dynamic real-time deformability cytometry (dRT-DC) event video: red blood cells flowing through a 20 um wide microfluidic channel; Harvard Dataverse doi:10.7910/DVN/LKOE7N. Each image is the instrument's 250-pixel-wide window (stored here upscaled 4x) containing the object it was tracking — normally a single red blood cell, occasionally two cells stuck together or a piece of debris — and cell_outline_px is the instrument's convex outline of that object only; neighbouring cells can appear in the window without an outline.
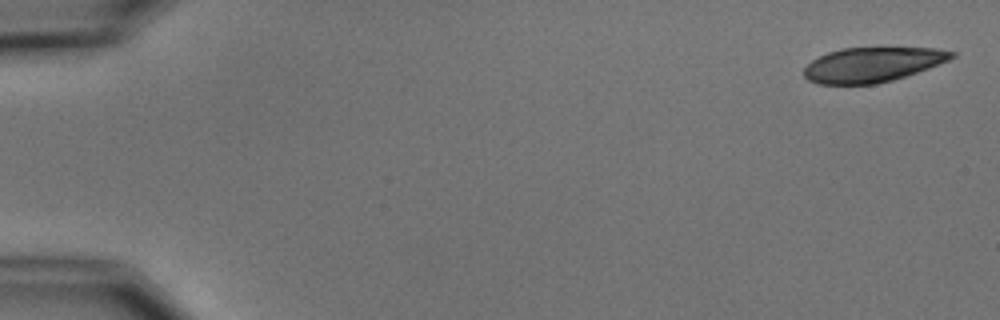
{"species": "common noctule bat (a hibernating species)", "species_latin": "Nyctalus noctula", "temperature_condition": "cold", "stored_images_in_passage": 5, "camera_frame_rate_fps": 3000, "um_per_image_px": 0.085, "animal": {"sex": "male", "body_mass_g": 15.6}, "frame": {"image": 1, "passage_image": 1, "time_ms": 0.0, "image_size_px": [1000, 320], "cell_outline_px": [[956, 56], [948, 60], [928, 68], [892, 80], [876, 84], [816, 84], [808, 80], [804, 76], [804, 68], [812, 60], [828, 52], [844, 48], [936, 48], [956, 52]], "centroid_in_image_um": [74.14, 5.49], "position_along_channel_um": 10.9, "area_um2": 29.65}}